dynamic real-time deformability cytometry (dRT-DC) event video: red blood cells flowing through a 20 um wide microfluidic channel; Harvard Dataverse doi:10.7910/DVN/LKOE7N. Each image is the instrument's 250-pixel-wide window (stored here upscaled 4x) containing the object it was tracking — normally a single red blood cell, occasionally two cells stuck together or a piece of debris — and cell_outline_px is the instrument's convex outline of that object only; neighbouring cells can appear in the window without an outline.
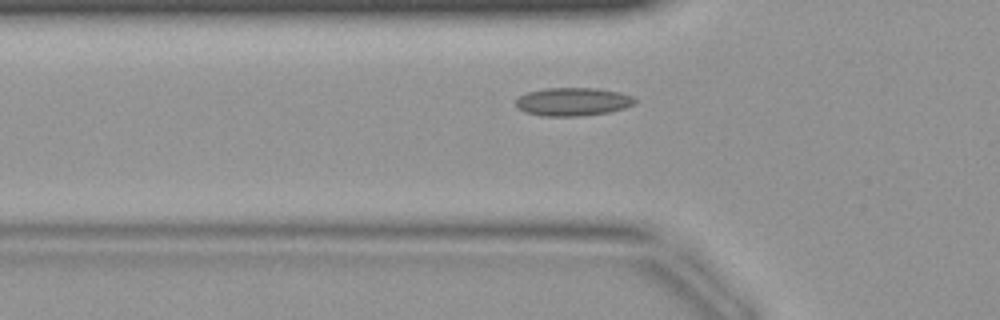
{"species": "common noctule bat (a hibernating species)", "species_latin": "Nyctalus noctula", "temperature_condition": "warm", "stored_images_in_passage": 39, "camera_frame_rate_fps": 3000, "um_per_image_px": 0.085, "animal": {"sex": "female", "body_mass_g": 19.9}, "frame": {"image": 1, "passage_image": 11, "time_ms": 3.333, "image_size_px": [1000, 320], "cell_outline_px": [[636, 104], [624, 108], [608, 112], [580, 116], [544, 116], [524, 112], [516, 104], [516, 100], [520, 96], [528, 92], [544, 88], [596, 88], [620, 92], [632, 96], [636, 100]], "centroid_in_image_um": [48.72, 8.64], "position_along_channel_um": 77.1, "area_um2": 19.54}}
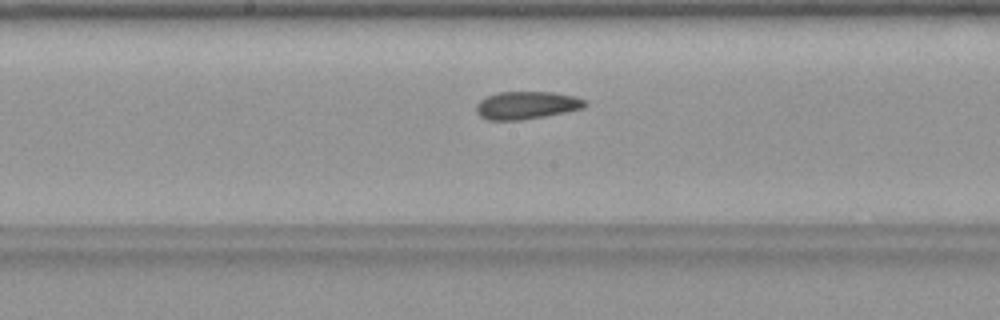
{"frame": {"image": 2, "passage_image": 19, "time_ms": 6.0, "image_size_px": [1000, 320], "cell_outline_px": [[588, 104], [584, 108], [544, 116], [520, 120], [488, 120], [480, 116], [476, 112], [476, 104], [480, 100], [496, 92], [552, 92], [576, 96], [584, 100]], "centroid_in_image_um": [44.75, 8.94], "position_along_channel_um": 203.5, "area_um2": 17.57}}
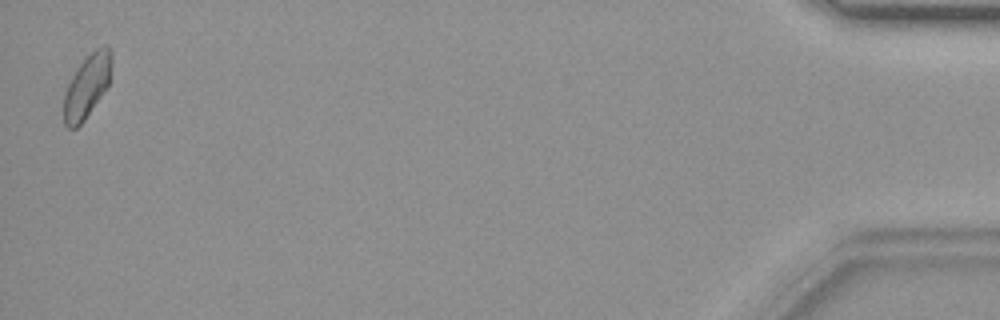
{"frame": {"image": 3, "passage_image": 39, "time_ms": 12.667, "image_size_px": [1000, 320], "cell_outline_px": [[112, 60], [108, 84], [84, 120], [76, 128], [68, 128], [64, 124], [64, 92], [72, 76], [80, 64], [96, 48], [104, 44], [108, 44]], "centroid_in_image_um": [7.38, 7.31], "position_along_channel_um": 427.8, "area_um2": 17.17}}